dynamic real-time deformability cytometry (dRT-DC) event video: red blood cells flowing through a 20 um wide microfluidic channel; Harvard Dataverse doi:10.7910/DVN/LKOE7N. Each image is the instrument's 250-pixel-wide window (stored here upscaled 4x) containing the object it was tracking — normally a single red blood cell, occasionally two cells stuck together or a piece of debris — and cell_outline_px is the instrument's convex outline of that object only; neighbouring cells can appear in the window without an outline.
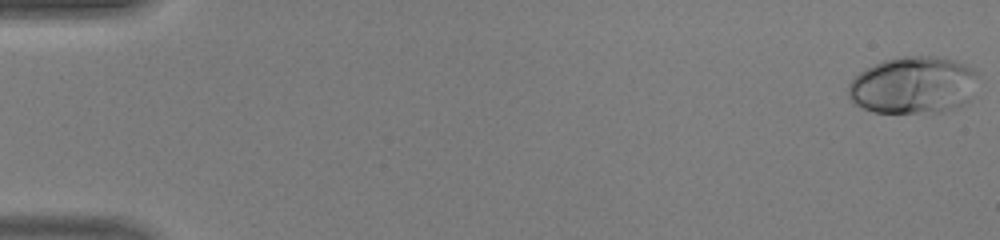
{"species": "human", "species_latin": "Homo sapiens", "temperature_condition": "warm", "stored_images_in_passage": 47, "camera_frame_rate_fps": 3000, "um_per_image_px": 0.085, "donor": {"sex": "male"}, "frame": {"image": 1, "passage_image": 1, "time_ms": 0.0, "image_size_px": [1000, 240], "cell_outline_px": [[980, 72], [968, 100], [964, 104], [956, 108], [944, 112], [872, 112], [856, 104], [848, 96], [848, 84], [864, 68], [884, 60], [904, 56], [944, 56], [956, 60]], "centroid_in_image_um": [77.65, 7.22], "position_along_channel_um": 7.4, "area_um2": 43.52}}
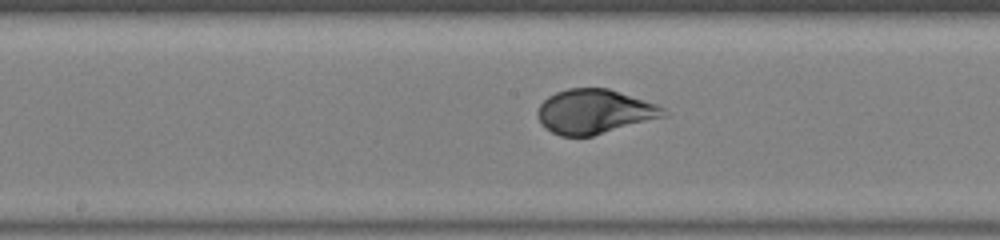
{"frame": {"image": 2, "passage_image": 25, "time_ms": 8.0, "image_size_px": [1000, 240], "cell_outline_px": [[668, 116], [592, 136], [560, 136], [544, 128], [540, 124], [536, 112], [540, 104], [548, 96], [556, 92], [568, 88], [608, 88], [656, 104], [664, 108]], "centroid_in_image_um": [50.5, 9.49], "position_along_channel_um": 197.7, "area_um2": 32.71}}
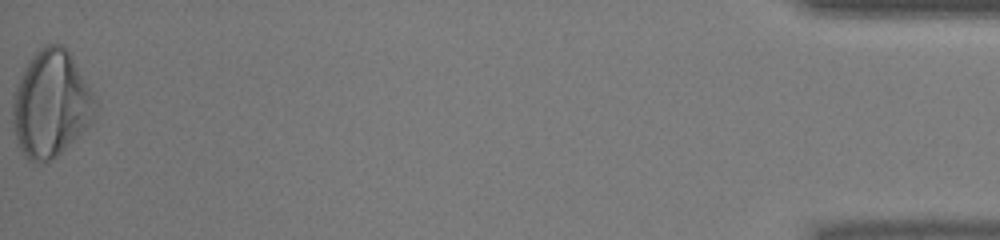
{"frame": {"image": 3, "passage_image": 47, "time_ms": 15.333, "image_size_px": [1000, 240], "cell_outline_px": [[96, 108], [92, 124], [52, 160], [28, 160], [20, 148], [16, 136], [12, 120], [12, 92], [24, 68], [32, 56], [44, 44], [60, 44], [72, 56], [92, 92], [96, 100]], "centroid_in_image_um": [4.33, 8.82], "position_along_channel_um": 430.9, "area_um2": 51.1}, "authors_computed_cell_mechanics": {"area_um2": 37.2232, "velocity_mm_per_s": 4.4777, "shape_relaxation_time_tau1_ms": 3.1217, "shape_relaxation_time_tau2_ms": null, "deformation_change_tau1": 0.1995, "deformation_change_tau2": null}}